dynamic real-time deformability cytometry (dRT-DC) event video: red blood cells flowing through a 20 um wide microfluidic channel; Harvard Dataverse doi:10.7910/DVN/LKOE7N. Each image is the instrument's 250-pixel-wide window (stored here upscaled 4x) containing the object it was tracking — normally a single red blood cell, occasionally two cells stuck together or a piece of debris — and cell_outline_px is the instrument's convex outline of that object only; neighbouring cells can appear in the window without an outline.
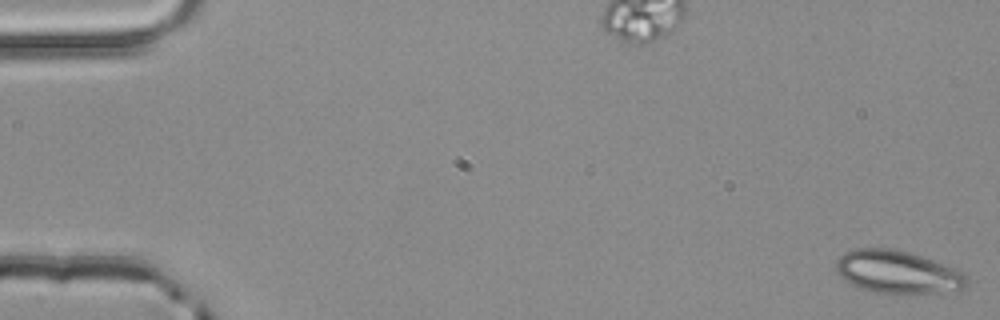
{"species": "common noctule bat (a hibernating species)", "species_latin": "Nyctalus noctula", "temperature_condition": "room temperature", "stored_images_in_passage": 4, "camera_frame_rate_fps": 3000, "um_per_image_px": 0.085, "animal": {"sex": "male", "body_mass_g": 20.4}, "frame": {"image": 1, "passage_image": 1, "time_ms": 0.0, "image_size_px": [1000, 320], "cell_outline_px": [[968, 280], [964, 288], [960, 292], [876, 292], [860, 288], [844, 280], [836, 272], [836, 260], [844, 252], [852, 248], [888, 248], [908, 252], [932, 260], [964, 272], [968, 276]], "centroid_in_image_um": [76.29, 23.11], "position_along_channel_um": 8.7, "area_um2": 32.43}}